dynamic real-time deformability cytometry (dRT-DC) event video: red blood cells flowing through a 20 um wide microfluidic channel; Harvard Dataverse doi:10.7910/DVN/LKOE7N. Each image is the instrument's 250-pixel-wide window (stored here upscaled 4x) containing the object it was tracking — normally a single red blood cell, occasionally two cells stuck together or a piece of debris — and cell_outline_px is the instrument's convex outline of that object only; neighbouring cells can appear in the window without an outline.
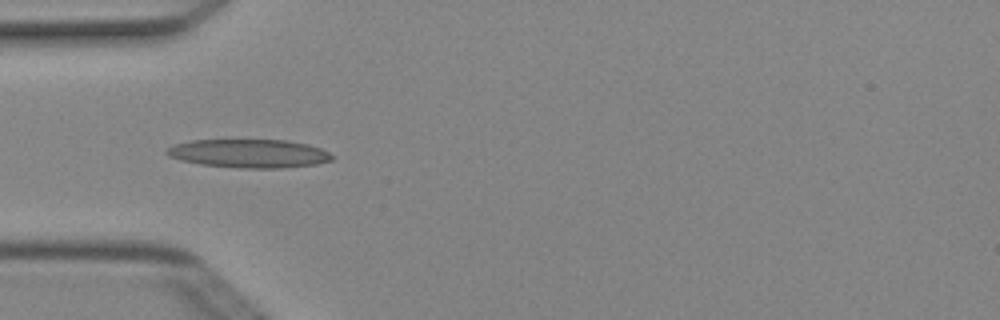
{"species": "Egyptian fruit bat (a non-hibernating species)", "species_latin": "Rousettus aegyptiacus", "temperature_condition": "cold", "stored_images_in_passage": 6, "camera_frame_rate_fps": 3000, "um_per_image_px": 0.085, "animal": {"sex": "female"}, "frame": {"image": 1, "passage_image": 4, "time_ms": 1.0, "image_size_px": [1000, 320], "cell_outline_px": [[332, 160], [316, 164], [280, 168], [240, 168], [200, 164], [180, 160], [168, 156], [164, 152], [172, 144], [192, 140], [288, 140], [308, 144], [320, 148], [328, 152], [332, 156]], "centroid_in_image_um": [21.13, 13.04], "position_along_channel_um": 63.9, "area_um2": 27.51}}
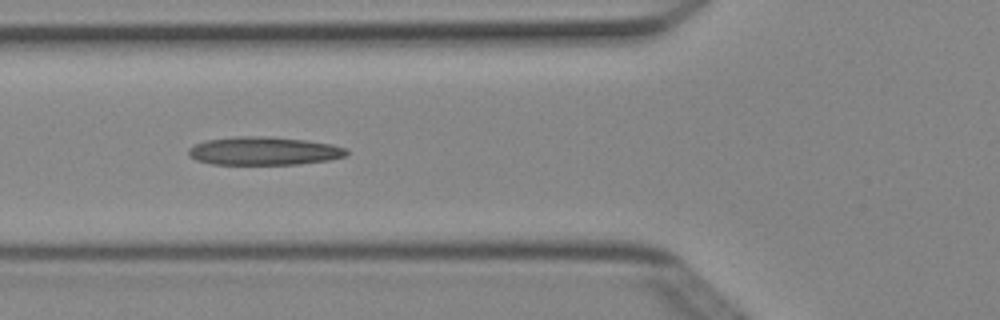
{"frame": {"image": 2, "passage_image": 5, "time_ms": 1.333, "image_size_px": [1000, 320], "cell_outline_px": [[348, 156], [332, 160], [300, 164], [212, 164], [196, 160], [188, 156], [188, 148], [204, 140], [236, 136], [264, 136], [304, 140], [332, 144], [348, 148]], "centroid_in_image_um": [22.46, 12.83], "position_along_channel_um": 103.3, "area_um2": 26.3}}
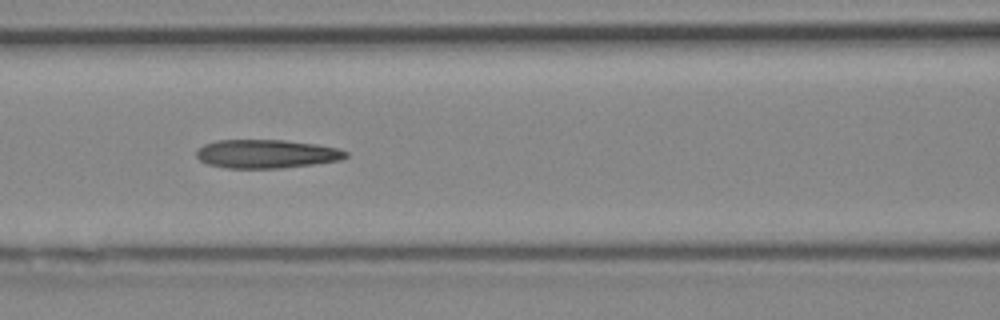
{"frame": {"image": 3, "passage_image": 6, "time_ms": 1.667, "image_size_px": [1000, 320], "cell_outline_px": [[348, 156], [340, 160], [312, 164], [280, 168], [228, 168], [208, 164], [200, 160], [196, 156], [196, 148], [204, 144], [216, 140], [284, 140], [316, 144], [340, 148], [348, 152]], "centroid_in_image_um": [22.64, 13.07], "position_along_channel_um": 144.0, "area_um2": 24.97}}